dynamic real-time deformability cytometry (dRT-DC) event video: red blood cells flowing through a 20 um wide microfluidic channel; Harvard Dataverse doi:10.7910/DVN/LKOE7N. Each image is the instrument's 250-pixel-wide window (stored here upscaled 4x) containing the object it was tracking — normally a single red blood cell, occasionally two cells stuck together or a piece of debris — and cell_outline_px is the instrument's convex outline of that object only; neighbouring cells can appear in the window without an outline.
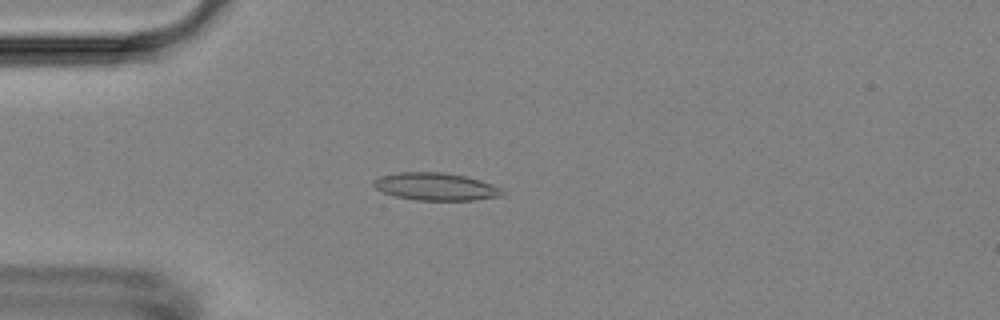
{"species": "Egyptian fruit bat (a non-hibernating species)", "species_latin": "Rousettus aegyptiacus", "temperature_condition": "room temperature", "stored_images_in_passage": 52, "camera_frame_rate_fps": 3000, "um_per_image_px": 0.085, "animal": {"sex": "female"}, "frame": {"image": 1, "passage_image": 14, "time_ms": 4.333, "image_size_px": [1000, 320], "cell_outline_px": [[504, 196], [476, 200], [416, 200], [396, 196], [384, 192], [376, 188], [372, 184], [372, 180], [380, 176], [400, 172], [444, 172], [468, 176], [480, 180], [500, 188], [504, 192]], "centroid_in_image_um": [37.05, 15.86], "position_along_channel_um": 47.9, "area_um2": 20.75}}
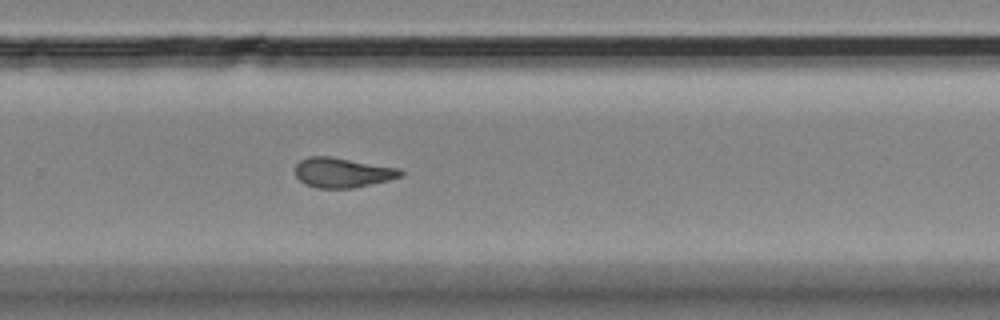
{"frame": {"image": 2, "passage_image": 35, "time_ms": 11.333, "image_size_px": [1000, 320], "cell_outline_px": [[404, 176], [388, 180], [352, 188], [320, 188], [304, 184], [296, 176], [296, 164], [300, 160], [308, 156], [332, 156], [400, 168], [404, 172]], "centroid_in_image_um": [29.13, 14.66], "position_along_channel_um": 300.7, "area_um2": 18.44}}
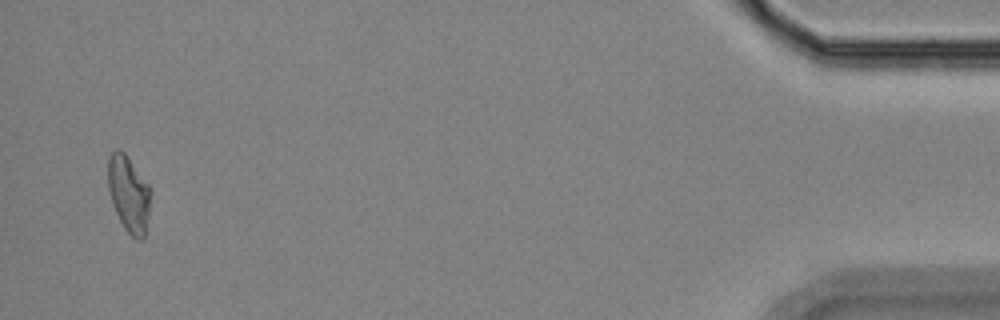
{"frame": {"image": 3, "passage_image": 51, "time_ms": 16.667, "image_size_px": [1000, 320], "cell_outline_px": [[148, 216], [144, 236], [140, 240], [136, 240], [124, 228], [112, 204], [108, 188], [108, 156], [116, 148], [120, 148], [124, 152], [148, 184]], "centroid_in_image_um": [10.89, 16.45], "position_along_channel_um": 424.3, "area_um2": 18.5}, "authors_computed_cell_mechanics": {"area_um2": 18.785, "velocity_mm_per_s": 3.8143, "shape_relaxation_time_tau1_ms": null, "shape_relaxation_time_tau2_ms": 3.1739, "deformation_change_tau1": null, "deformation_change_tau2": 0.1091}}